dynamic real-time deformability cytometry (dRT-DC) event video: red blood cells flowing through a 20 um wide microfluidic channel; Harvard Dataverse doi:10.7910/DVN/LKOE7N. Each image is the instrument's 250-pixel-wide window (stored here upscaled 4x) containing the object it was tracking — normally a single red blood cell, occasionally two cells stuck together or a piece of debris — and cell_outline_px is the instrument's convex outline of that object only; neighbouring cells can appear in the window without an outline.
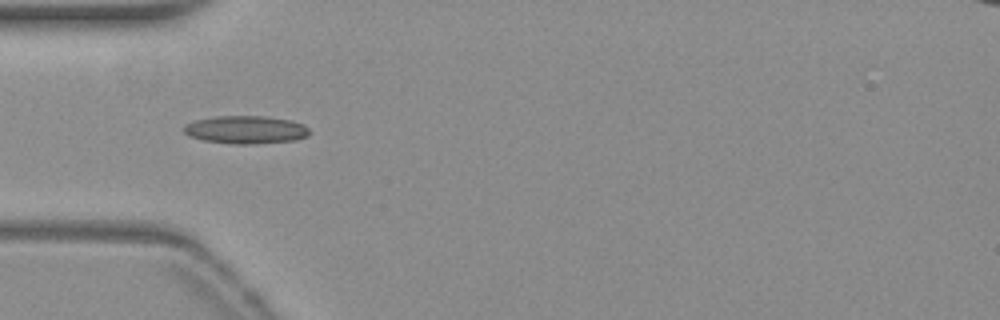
{"species": "common noctule bat (a hibernating species)", "species_latin": "Nyctalus noctula", "temperature_condition": "warm", "stored_images_in_passage": 38, "camera_frame_rate_fps": 3000, "um_per_image_px": 0.085, "animal": {"sex": "female", "body_mass_g": 19.3, "forearm_length_mm": 54.1}, "frame": {"image": 1, "passage_image": 1, "time_ms": 0.0, "image_size_px": [1000, 320], "cell_outline_px": [[308, 136], [296, 140], [256, 144], [232, 144], [204, 140], [188, 136], [184, 132], [184, 124], [196, 120], [216, 116], [264, 116], [292, 120], [304, 124], [308, 128]], "centroid_in_image_um": [20.9, 11.03], "position_along_channel_um": 64.1, "area_um2": 20.58}}
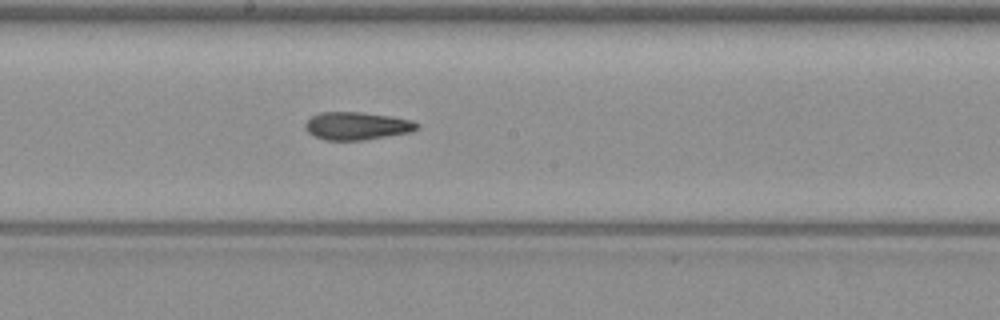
{"frame": {"image": 2, "passage_image": 13, "time_ms": 4.0, "image_size_px": [1000, 320], "cell_outline_px": [[420, 124], [412, 132], [364, 140], [324, 140], [308, 132], [304, 128], [304, 124], [312, 116], [320, 112], [360, 112], [392, 116], [412, 120]], "centroid_in_image_um": [30.34, 10.7], "position_along_channel_um": 217.9, "area_um2": 18.15}}
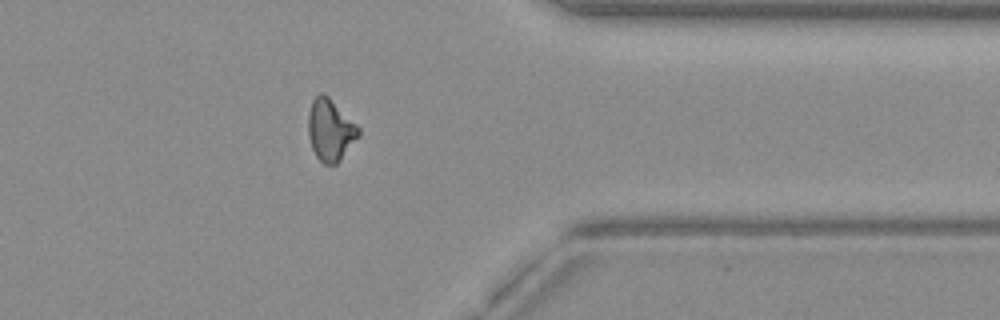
{"frame": {"image": 3, "passage_image": 27, "time_ms": 8.667, "image_size_px": [1000, 320], "cell_outline_px": [[360, 136], [340, 160], [336, 164], [324, 164], [316, 156], [312, 148], [308, 136], [308, 112], [312, 100], [320, 92], [324, 92], [360, 128]], "centroid_in_image_um": [28.07, 11.04], "position_along_channel_um": 383.3, "area_um2": 18.15}, "authors_computed_cell_mechanics": {"area_um2": 18.1492, "velocity_mm_per_s": 3.8415, "shape_relaxation_time_tau1_ms": 9.6991, "shape_relaxation_time_tau2_ms": 3.7432, "deformation_change_tau1": 0.2165, "deformation_change_tau2": 0.1214}}